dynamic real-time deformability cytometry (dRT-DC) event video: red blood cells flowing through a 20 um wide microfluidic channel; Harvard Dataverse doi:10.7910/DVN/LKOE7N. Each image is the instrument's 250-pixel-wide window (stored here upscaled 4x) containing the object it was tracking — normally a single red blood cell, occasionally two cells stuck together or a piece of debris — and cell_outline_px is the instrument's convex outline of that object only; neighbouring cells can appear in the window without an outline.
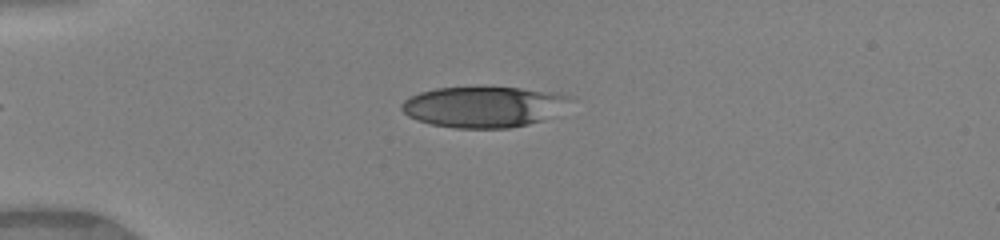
{"species": "human", "species_latin": "Homo sapiens", "temperature_condition": "warm", "stored_images_in_passage": 34, "camera_frame_rate_fps": 3000, "um_per_image_px": 0.085, "donor": {"sex": "female"}, "frame": {"image": 1, "passage_image": 3, "time_ms": 0.667, "image_size_px": [1000, 240], "cell_outline_px": [[576, 96], [544, 120], [528, 124], [508, 128], [456, 128], [432, 124], [416, 120], [408, 116], [400, 108], [400, 104], [408, 96], [420, 92], [436, 88], [520, 88], [560, 92]], "centroid_in_image_um": [41.09, 9.07], "position_along_channel_um": 43.9, "area_um2": 40.0}}
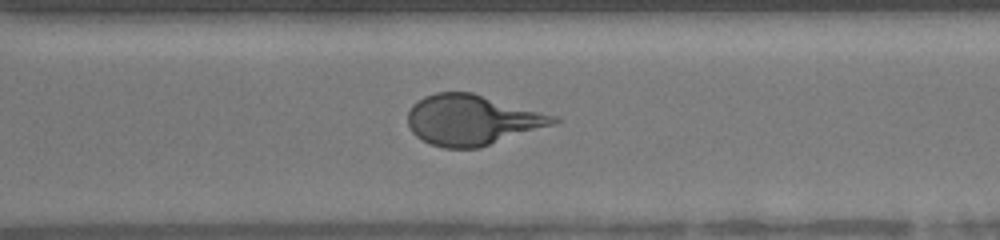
{"frame": {"image": 2, "passage_image": 26, "time_ms": 8.333, "image_size_px": [1000, 240], "cell_outline_px": [[564, 120], [556, 124], [476, 148], [444, 148], [432, 144], [416, 136], [412, 132], [408, 124], [408, 112], [412, 104], [416, 100], [424, 96], [436, 92], [472, 92], [556, 116]], "centroid_in_image_um": [40.11, 10.18], "position_along_channel_um": 330.5, "area_um2": 42.54}}
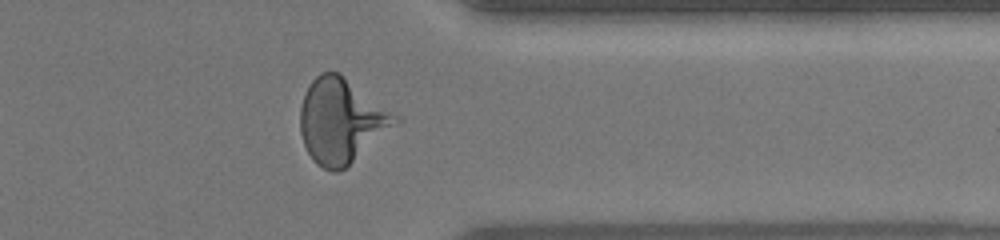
{"frame": {"image": 3, "passage_image": 30, "time_ms": 9.667, "image_size_px": [1000, 240], "cell_outline_px": [[400, 120], [396, 124], [340, 172], [332, 172], [316, 164], [312, 160], [304, 144], [300, 132], [300, 108], [308, 84], [320, 72], [340, 72], [400, 116]], "centroid_in_image_um": [28.99, 10.25], "position_along_channel_um": 382.4, "area_um2": 46.76}, "authors_computed_cell_mechanics": {"area_um2": 42.2229, "velocity_mm_per_s": 4.1524, "shape_relaxation_time_tau1_ms": 3.5876, "shape_relaxation_time_tau2_ms": null, "deformation_change_tau1": 0.2052, "deformation_change_tau2": null}}